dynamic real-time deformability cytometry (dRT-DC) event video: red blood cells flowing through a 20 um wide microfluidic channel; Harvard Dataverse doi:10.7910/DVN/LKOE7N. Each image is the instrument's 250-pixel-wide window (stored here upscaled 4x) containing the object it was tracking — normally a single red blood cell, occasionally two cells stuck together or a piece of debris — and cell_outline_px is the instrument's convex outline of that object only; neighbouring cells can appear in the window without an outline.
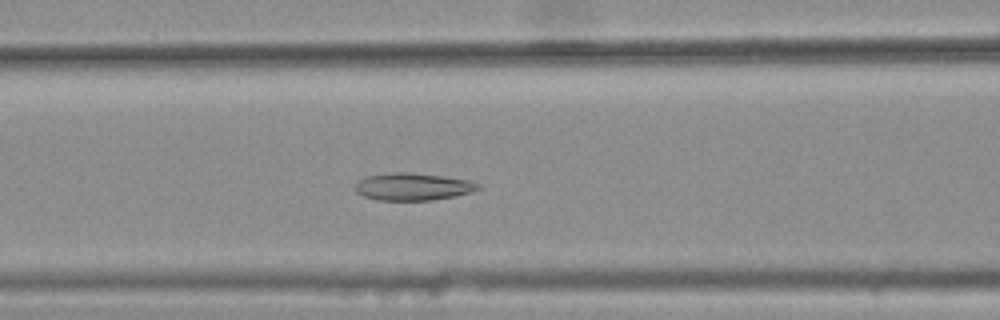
{"species": "common noctule bat (a hibernating species)", "species_latin": "Nyctalus noctula", "temperature_condition": "warm", "stored_images_in_passage": 43, "camera_frame_rate_fps": 3000, "um_per_image_px": 0.085, "animal": {"sex": "female", "body_mass_g": 25.1}, "frame": {"image": 1, "passage_image": 21, "time_ms": 6.667, "image_size_px": [1000, 320], "cell_outline_px": [[480, 188], [468, 192], [452, 196], [432, 200], [376, 200], [364, 196], [356, 192], [356, 184], [364, 176], [396, 172], [404, 172], [444, 176], [472, 180], [480, 184]], "centroid_in_image_um": [35.08, 15.86], "position_along_channel_um": 131.5, "area_um2": 19.42}}
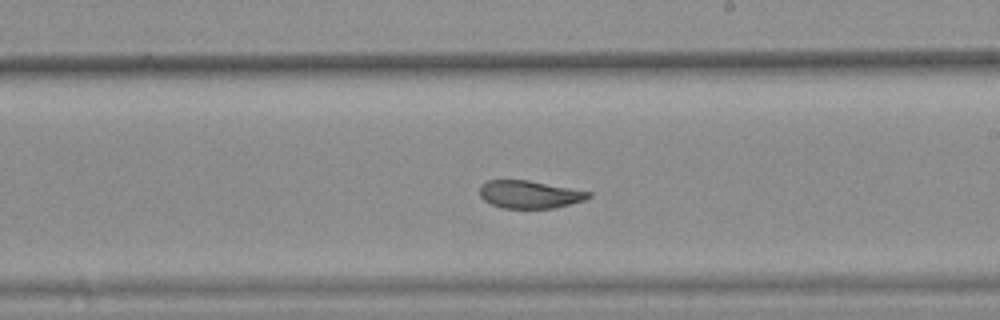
{"frame": {"image": 2, "passage_image": 30, "time_ms": 9.667, "image_size_px": [1000, 320], "cell_outline_px": [[592, 196], [584, 200], [552, 208], [500, 208], [484, 200], [480, 196], [480, 184], [488, 180], [528, 180], [592, 192]], "centroid_in_image_um": [44.99, 16.52], "position_along_channel_um": 244.0, "area_um2": 17.51}}
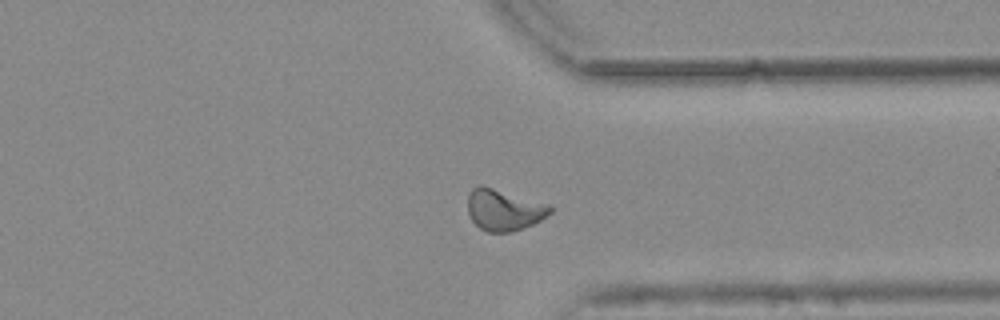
{"frame": {"image": 3, "passage_image": 40, "time_ms": 13.0, "image_size_px": [1000, 320], "cell_outline_px": [[552, 212], [540, 220], [532, 224], [512, 232], [488, 232], [480, 228], [472, 220], [468, 212], [468, 192], [472, 188], [480, 184], [548, 204], [552, 208]], "centroid_in_image_um": [42.8, 17.83], "position_along_channel_um": 368.6, "area_um2": 19.71}, "authors_computed_cell_mechanics": {"area_um2": 19.4786, "velocity_mm_per_s": 3.7629, "shape_relaxation_time_tau1_ms": null, "shape_relaxation_time_tau2_ms": 1.2304, "deformation_change_tau1": null, "deformation_change_tau2": 0.0779}}